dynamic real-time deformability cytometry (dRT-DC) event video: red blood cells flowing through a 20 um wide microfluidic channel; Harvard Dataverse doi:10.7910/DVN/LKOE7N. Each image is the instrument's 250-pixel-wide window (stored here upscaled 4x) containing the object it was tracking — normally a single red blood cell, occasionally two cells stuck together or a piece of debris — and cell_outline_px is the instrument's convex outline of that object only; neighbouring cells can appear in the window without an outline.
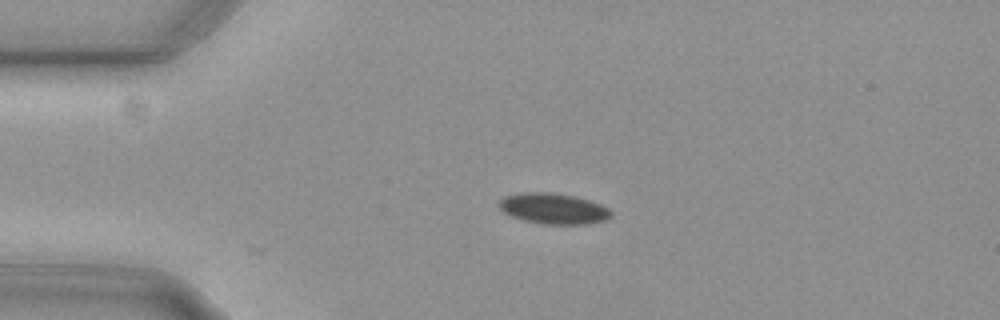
{"species": "common noctule bat (a hibernating species)", "species_latin": "Nyctalus noctula", "temperature_condition": "cold", "stored_images_in_passage": 44, "camera_frame_rate_fps": 3000, "um_per_image_px": 0.085, "animal": {"sex": "female", "body_mass_g": 29.2, "forearm_length_mm": 56.3}, "frame": {"image": 1, "passage_image": 1, "time_ms": 0.0, "image_size_px": [1000, 320], "cell_outline_px": [[612, 216], [608, 220], [588, 224], [544, 224], [524, 220], [512, 216], [504, 212], [496, 204], [504, 196], [520, 192], [552, 192], [572, 196], [588, 200], [600, 204], [608, 208], [612, 212]], "centroid_in_image_um": [47.04, 17.73], "position_along_channel_um": 38.0, "area_um2": 20.17}}
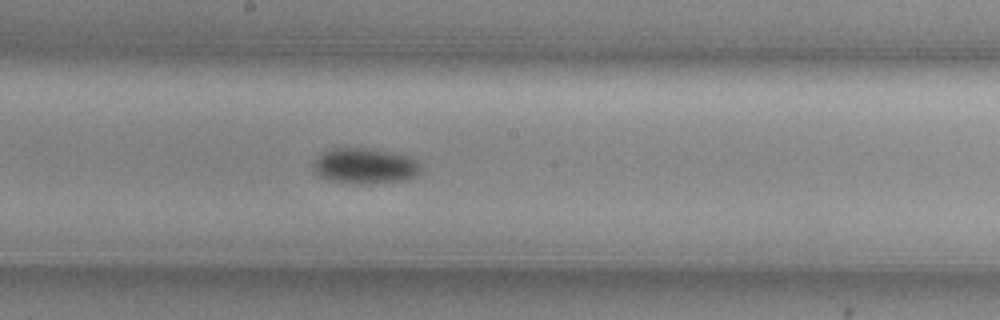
{"frame": {"image": 2, "passage_image": 18, "time_ms": 5.667, "image_size_px": [1000, 320], "cell_outline_px": [[420, 172], [416, 176], [404, 180], [368, 184], [348, 184], [328, 180], [312, 172], [312, 164], [324, 152], [332, 148], [360, 148], [408, 156], [416, 160], [420, 164]], "centroid_in_image_um": [30.97, 14.14], "position_along_channel_um": 217.2, "area_um2": 22.2}}
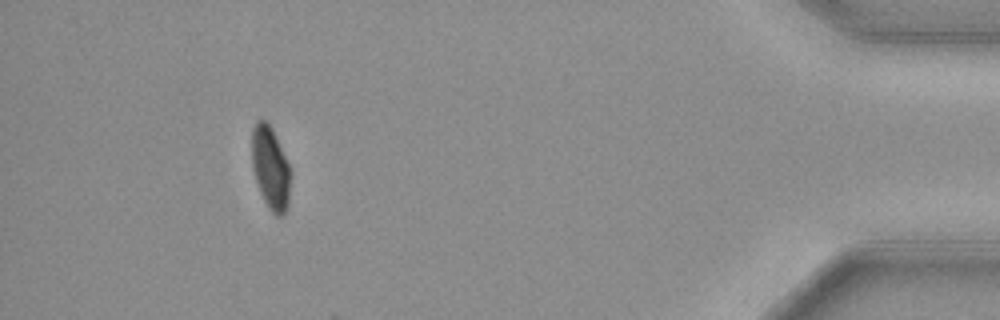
{"frame": {"image": 3, "passage_image": 39, "time_ms": 12.667, "image_size_px": [1000, 320], "cell_outline_px": [[288, 204], [284, 212], [280, 216], [276, 216], [268, 208], [260, 192], [252, 168], [252, 128], [256, 120], [264, 120], [272, 128], [288, 164]], "centroid_in_image_um": [22.94, 14.25], "position_along_channel_um": 412.3, "area_um2": 18.09}, "authors_computed_cell_mechanics": {"area_um2": 20.3745, "velocity_mm_per_s": 3.7353, "shape_relaxation_time_tau1_ms": 4.1107, "shape_relaxation_time_tau2_ms": null, "deformation_change_tau1": 0.0959, "deformation_change_tau2": null}}